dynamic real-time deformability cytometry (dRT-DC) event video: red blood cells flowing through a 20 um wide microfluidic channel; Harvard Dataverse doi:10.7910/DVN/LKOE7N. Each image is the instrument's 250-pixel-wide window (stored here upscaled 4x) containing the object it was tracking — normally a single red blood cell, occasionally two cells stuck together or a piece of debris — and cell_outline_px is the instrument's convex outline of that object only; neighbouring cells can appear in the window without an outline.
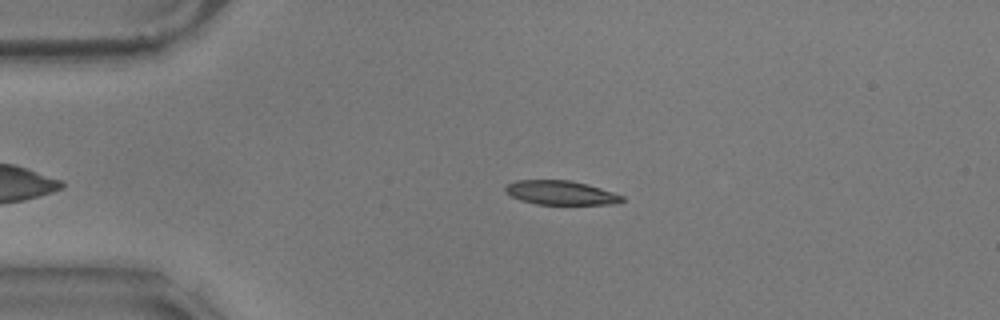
{"species": "common noctule bat (a hibernating species)", "species_latin": "Nyctalus noctula", "temperature_condition": "warm", "stored_images_in_passage": 43, "camera_frame_rate_fps": 3000, "um_per_image_px": 0.085, "animal": {"sex": "male", "body_mass_g": 17.9}, "frame": {"image": 1, "passage_image": 5, "time_ms": 1.333, "image_size_px": [1000, 320], "cell_outline_px": [[624, 200], [616, 204], [536, 204], [520, 200], [504, 192], [504, 188], [508, 184], [516, 180], [572, 180], [588, 184], [624, 196]], "centroid_in_image_um": [47.66, 16.38], "position_along_channel_um": 37.3, "area_um2": 16.42}}
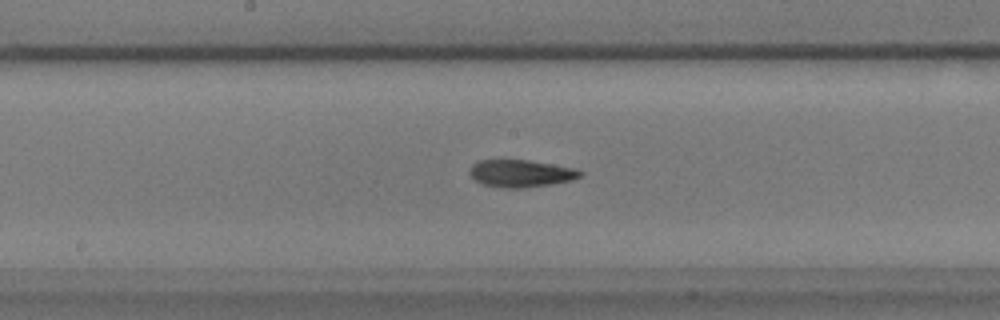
{"frame": {"image": 2, "passage_image": 22, "time_ms": 7.0, "image_size_px": [1000, 320], "cell_outline_px": [[584, 172], [580, 176], [572, 180], [552, 184], [524, 188], [504, 188], [480, 184], [468, 172], [472, 164], [480, 160], [528, 160], [576, 168]], "centroid_in_image_um": [44.27, 14.74], "position_along_channel_um": 203.9, "area_um2": 17.69}}
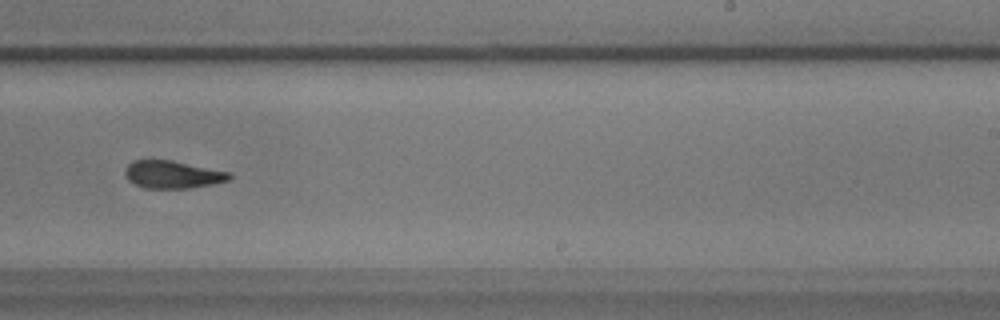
{"frame": {"image": 3, "passage_image": 28, "time_ms": 9.0, "image_size_px": [1000, 320], "cell_outline_px": [[232, 176], [228, 180], [212, 184], [188, 188], [144, 188], [128, 180], [124, 176], [124, 168], [132, 160], [172, 160], [232, 172]], "centroid_in_image_um": [14.65, 14.82], "position_along_channel_um": 274.3, "area_um2": 16.94}, "authors_computed_cell_mechanics": {"area_um2": 17.5134, "velocity_mm_per_s": 3.5376, "shape_relaxation_time_tau1_ms": 10.2261, "shape_relaxation_time_tau2_ms": 6.0267, "deformation_change_tau1": 0.2424, "deformation_change_tau2": 0.1492}}